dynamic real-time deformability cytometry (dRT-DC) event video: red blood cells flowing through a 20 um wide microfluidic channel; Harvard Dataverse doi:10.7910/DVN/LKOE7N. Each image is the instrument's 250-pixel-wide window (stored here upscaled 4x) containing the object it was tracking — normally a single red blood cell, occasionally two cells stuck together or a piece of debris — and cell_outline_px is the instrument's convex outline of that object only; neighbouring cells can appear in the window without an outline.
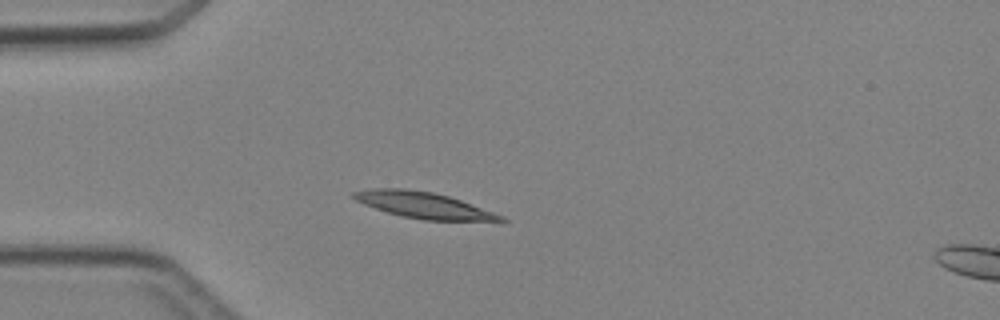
{"species": "Egyptian fruit bat (a non-hibernating species)", "species_latin": "Rousettus aegyptiacus", "temperature_condition": "cold", "stored_images_in_passage": 2, "camera_frame_rate_fps": 3000, "um_per_image_px": 0.085, "animal": {"sex": "female"}, "frame": {"image": 1, "passage_image": 1, "time_ms": 0.0, "image_size_px": [1000, 320], "cell_outline_px": [[508, 220], [424, 220], [404, 216], [388, 212], [364, 204], [356, 200], [352, 196], [352, 192], [376, 188], [404, 188], [432, 192], [448, 196], [460, 200], [504, 216]], "centroid_in_image_um": [35.96, 17.42], "position_along_channel_um": 49.0, "area_um2": 21.79}}